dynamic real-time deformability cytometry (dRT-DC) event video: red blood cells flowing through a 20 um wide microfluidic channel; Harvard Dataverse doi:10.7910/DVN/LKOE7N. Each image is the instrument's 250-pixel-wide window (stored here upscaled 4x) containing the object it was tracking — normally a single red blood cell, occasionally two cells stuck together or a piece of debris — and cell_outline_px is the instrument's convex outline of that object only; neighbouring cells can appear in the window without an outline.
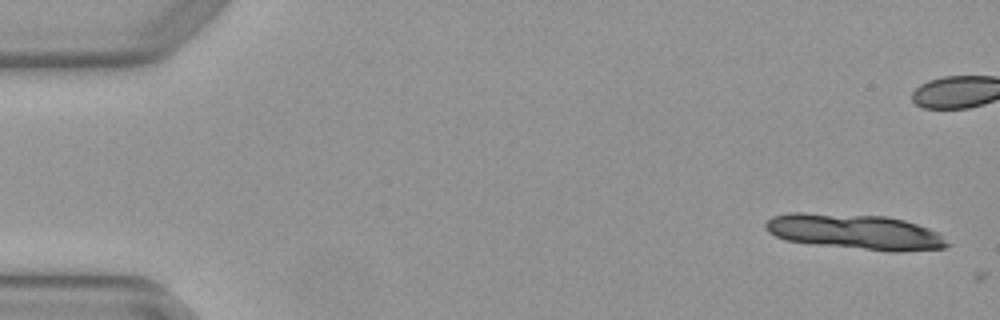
{"species": "Egyptian fruit bat (a non-hibernating species)", "species_latin": "Rousettus aegyptiacus", "temperature_condition": "warm", "stored_images_in_passage": 2, "camera_frame_rate_fps": 3000, "um_per_image_px": 0.085, "animal": {"sex": "female"}, "frame": {"image": 1, "passage_image": 1, "time_ms": 0.0, "image_size_px": [1000, 320], "cell_outline_px": [[952, 244], [944, 248], [900, 252], [888, 252], [816, 244], [784, 240], [768, 232], [764, 228], [764, 224], [772, 216], [788, 212], [804, 212], [888, 216], [904, 220], [928, 228], [936, 232]], "centroid_in_image_um": [72.66, 19.7], "position_along_channel_um": 12.3, "area_um2": 37.74}}